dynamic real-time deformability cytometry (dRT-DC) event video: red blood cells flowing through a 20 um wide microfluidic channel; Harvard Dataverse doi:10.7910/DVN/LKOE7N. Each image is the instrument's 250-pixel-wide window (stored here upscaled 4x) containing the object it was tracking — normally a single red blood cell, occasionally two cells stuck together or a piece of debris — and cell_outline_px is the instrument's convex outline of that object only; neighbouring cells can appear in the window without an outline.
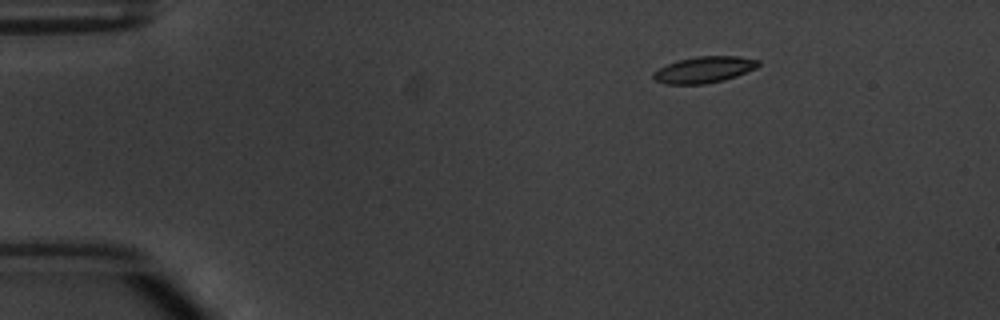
{"species": "common noctule bat (a hibernating species)", "species_latin": "Nyctalus noctula", "temperature_condition": "warm", "stored_images_in_passage": 4, "camera_frame_rate_fps": 3000, "um_per_image_px": 0.085, "animal": {"sex": "male", "body_mass_g": 20.1, "forearm_length_mm": 53.5}, "frame": {"image": 1, "passage_image": 1, "time_ms": 0.0, "image_size_px": [1000, 320], "cell_outline_px": [[760, 64], [756, 68], [736, 76], [724, 80], [704, 84], [664, 84], [656, 80], [652, 76], [652, 72], [676, 60], [696, 56], [736, 56], [760, 60]], "centroid_in_image_um": [59.84, 5.92], "position_along_channel_um": 25.2, "area_um2": 16.13}}
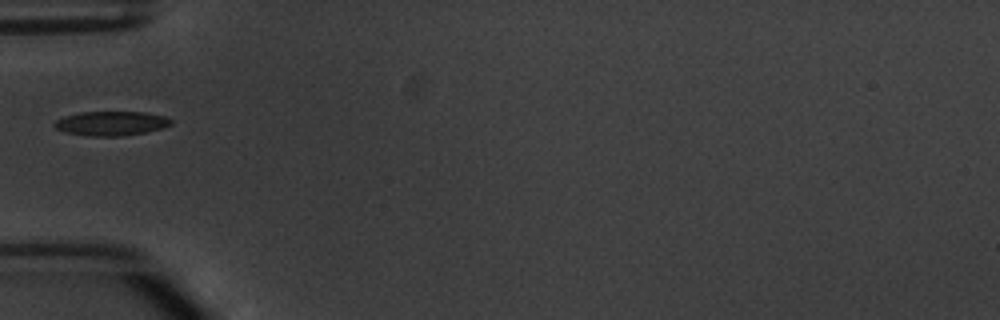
{"frame": {"image": 2, "passage_image": 4, "time_ms": 3.333, "image_size_px": [1000, 320], "cell_outline_px": [[172, 124], [164, 128], [148, 132], [120, 136], [88, 136], [64, 132], [56, 128], [52, 124], [56, 120], [64, 116], [80, 112], [144, 112], [164, 116], [172, 120]], "centroid_in_image_um": [9.45, 10.49], "position_along_channel_um": 75.5, "area_um2": 16.65}}